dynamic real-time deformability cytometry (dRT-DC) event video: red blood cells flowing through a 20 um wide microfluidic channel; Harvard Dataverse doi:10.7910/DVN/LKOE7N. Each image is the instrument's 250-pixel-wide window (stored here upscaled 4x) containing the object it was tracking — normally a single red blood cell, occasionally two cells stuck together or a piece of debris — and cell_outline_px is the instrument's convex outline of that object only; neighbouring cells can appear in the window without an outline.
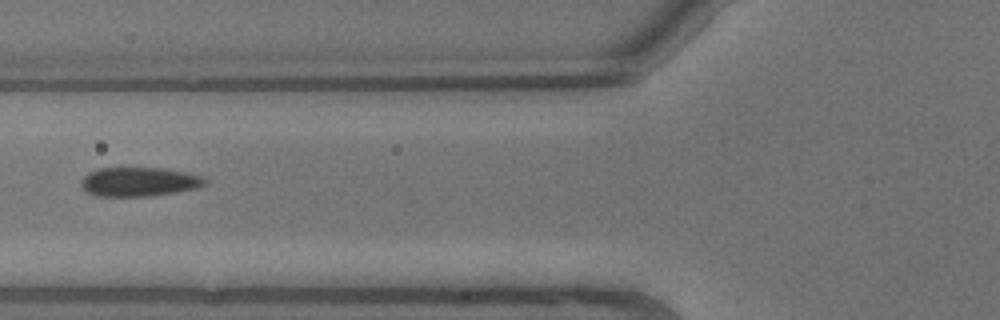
{"species": "common noctule bat (a hibernating species)", "species_latin": "Nyctalus noctula", "temperature_condition": "warm", "stored_images_in_passage": 10, "segment_of_instrument_passage": [2, 2], "camera_frame_rate_fps": 3000, "um_per_image_px": 0.085, "animal": {"sex": "male", "body_mass_g": 13.3}, "frame": {"image": 1, "passage_image": 8, "time_ms": 2.333, "image_size_px": [1000, 320], "cell_outline_px": [[208, 184], [196, 188], [176, 192], [148, 196], [96, 196], [88, 192], [80, 184], [80, 180], [88, 172], [100, 168], [160, 168], [184, 172], [200, 176], [208, 180]], "centroid_in_image_um": [11.81, 15.45], "position_along_channel_um": 114.0, "area_um2": 20.92}}
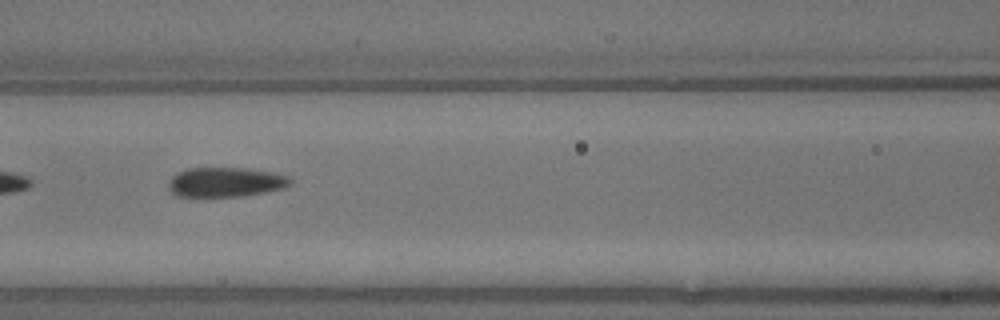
{"frame": {"image": 2, "passage_image": 9, "time_ms": 2.667, "image_size_px": [1000, 320], "cell_outline_px": [[292, 184], [284, 188], [244, 196], [204, 200], [176, 196], [168, 188], [168, 180], [172, 176], [188, 168], [248, 168], [272, 172], [288, 176], [292, 180]], "centroid_in_image_um": [19.12, 15.53], "position_along_channel_um": 147.5, "area_um2": 22.02}}
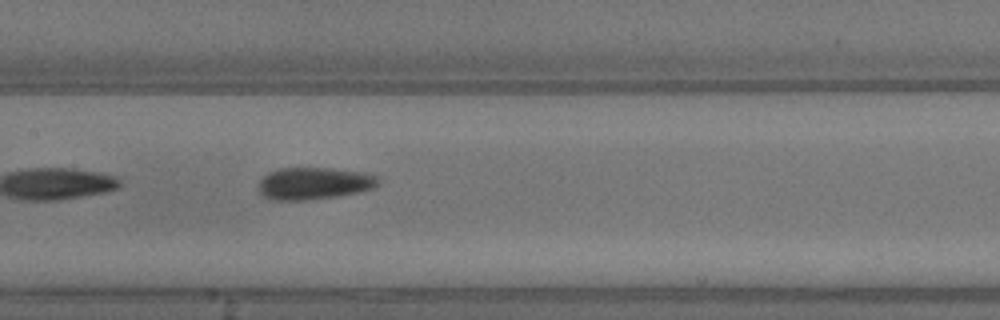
{"frame": {"image": 3, "passage_image": 10, "time_ms": 3.0, "image_size_px": [1000, 320], "cell_outline_px": [[380, 184], [376, 188], [336, 196], [304, 200], [272, 200], [264, 196], [260, 192], [260, 180], [268, 172], [280, 168], [328, 168], [368, 172], [380, 176]], "centroid_in_image_um": [26.77, 15.57], "position_along_channel_um": 180.6, "area_um2": 22.54}}